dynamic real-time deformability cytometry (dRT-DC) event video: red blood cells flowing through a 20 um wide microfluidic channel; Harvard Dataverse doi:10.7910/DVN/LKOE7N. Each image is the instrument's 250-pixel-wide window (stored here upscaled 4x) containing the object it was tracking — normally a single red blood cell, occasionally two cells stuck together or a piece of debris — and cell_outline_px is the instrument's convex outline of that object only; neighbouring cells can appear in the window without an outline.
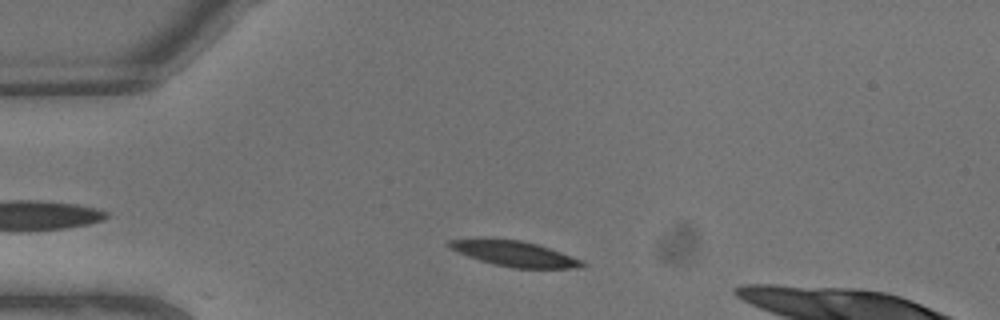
{"species": "common noctule bat (a hibernating species)", "species_latin": "Nyctalus noctula", "temperature_condition": "warm", "stored_images_in_passage": 7, "camera_frame_rate_fps": 3000, "um_per_image_px": 0.085, "animal": {"sex": "male", "body_mass_g": 13.3}, "frame": {"image": 1, "passage_image": 3, "time_ms": 0.667, "image_size_px": [1000, 320], "cell_outline_px": [[588, 264], [584, 268], [512, 268], [480, 260], [468, 256], [448, 248], [444, 244], [448, 240], [520, 240], [536, 244], [584, 260]], "centroid_in_image_um": [43.8, 21.59], "position_along_channel_um": 41.2, "area_um2": 19.25}}
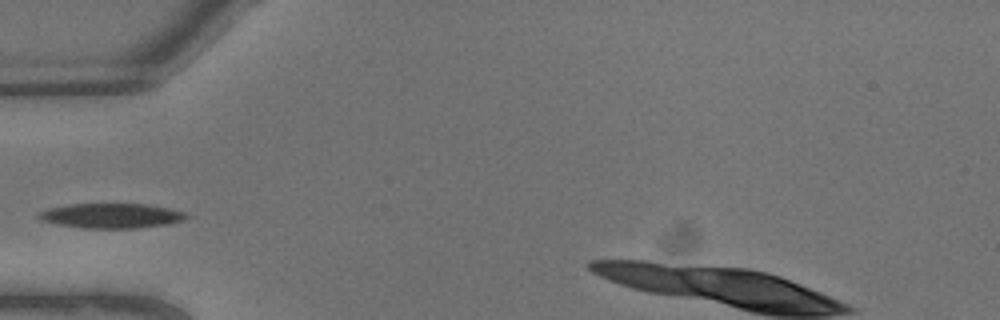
{"frame": {"image": 2, "passage_image": 5, "time_ms": 1.333, "image_size_px": [1000, 320], "cell_outline_px": [[188, 216], [184, 220], [168, 224], [136, 228], [84, 228], [60, 224], [40, 220], [36, 216], [40, 212], [52, 208], [68, 204], [148, 204], [168, 208], [184, 212]], "centroid_in_image_um": [9.49, 18.34], "position_along_channel_um": 75.5, "area_um2": 21.1}}
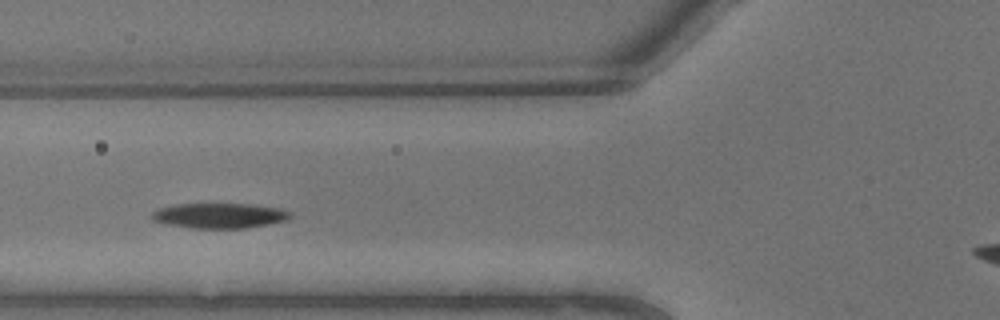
{"frame": {"image": 3, "passage_image": 6, "time_ms": 1.667, "image_size_px": [1000, 320], "cell_outline_px": [[292, 216], [284, 220], [268, 224], [248, 228], [192, 228], [168, 224], [152, 220], [148, 216], [152, 212], [160, 208], [172, 204], [248, 204], [280, 208], [292, 212]], "centroid_in_image_um": [18.62, 18.32], "position_along_channel_um": 107.2, "area_um2": 20.29}}